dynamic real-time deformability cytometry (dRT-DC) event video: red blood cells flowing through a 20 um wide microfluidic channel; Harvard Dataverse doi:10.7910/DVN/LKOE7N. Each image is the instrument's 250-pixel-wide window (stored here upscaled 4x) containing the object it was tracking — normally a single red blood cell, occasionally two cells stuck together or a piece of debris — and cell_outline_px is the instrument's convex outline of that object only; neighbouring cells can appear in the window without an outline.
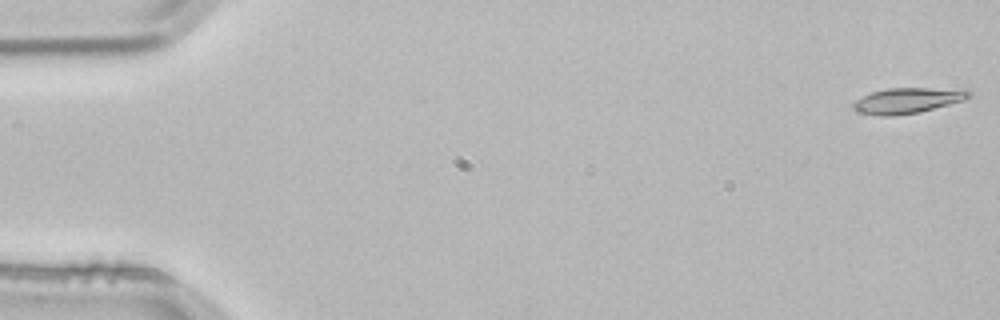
{"species": "common noctule bat (a hibernating species)", "species_latin": "Nyctalus noctula", "temperature_condition": "room temperature", "stored_images_in_passage": 3, "camera_frame_rate_fps": 3000, "um_per_image_px": 0.085, "animal": {"sex": "male", "body_mass_g": 21.5, "forearm_length_mm": 52.0}, "frame": {"image": 1, "passage_image": 1, "time_ms": 0.0, "image_size_px": [1000, 320], "cell_outline_px": [[972, 96], [964, 100], [920, 112], [892, 116], [880, 116], [860, 112], [852, 108], [852, 104], [856, 100], [872, 92], [888, 88], [928, 88], [972, 92]], "centroid_in_image_um": [77.08, 8.56], "position_along_channel_um": 7.9, "area_um2": 16.82}}